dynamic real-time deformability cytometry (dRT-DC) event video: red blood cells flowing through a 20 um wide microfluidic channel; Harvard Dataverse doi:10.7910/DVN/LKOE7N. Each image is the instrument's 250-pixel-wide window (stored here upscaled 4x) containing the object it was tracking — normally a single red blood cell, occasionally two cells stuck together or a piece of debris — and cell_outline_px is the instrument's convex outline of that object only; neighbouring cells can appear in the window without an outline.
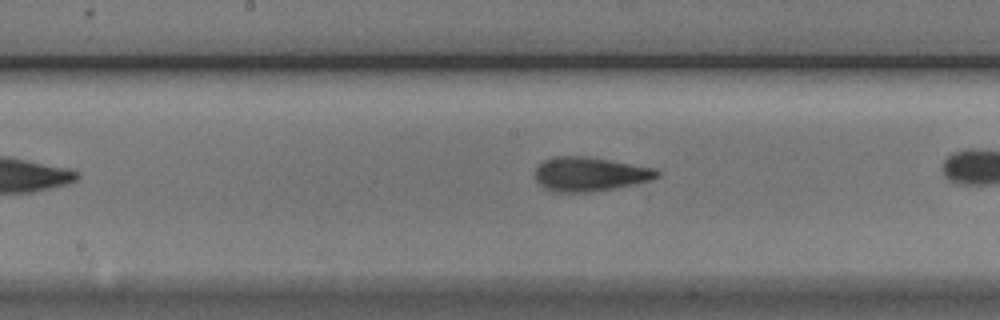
{"species": "Egyptian fruit bat (a non-hibernating species)", "species_latin": "Rousettus aegyptiacus", "temperature_condition": "cold", "stored_images_in_passage": 33, "camera_frame_rate_fps": 3000, "um_per_image_px": 0.085, "animal": {"sex": "male"}, "frame": {"image": 1, "passage_image": 19, "time_ms": 6.0, "image_size_px": [1000, 320], "cell_outline_px": [[660, 176], [636, 184], [592, 192], [552, 192], [544, 188], [532, 176], [536, 168], [544, 160], [556, 156], [584, 156], [608, 160], [652, 168], [660, 172]], "centroid_in_image_um": [50.07, 14.81], "position_along_channel_um": 198.1, "area_um2": 24.16}}